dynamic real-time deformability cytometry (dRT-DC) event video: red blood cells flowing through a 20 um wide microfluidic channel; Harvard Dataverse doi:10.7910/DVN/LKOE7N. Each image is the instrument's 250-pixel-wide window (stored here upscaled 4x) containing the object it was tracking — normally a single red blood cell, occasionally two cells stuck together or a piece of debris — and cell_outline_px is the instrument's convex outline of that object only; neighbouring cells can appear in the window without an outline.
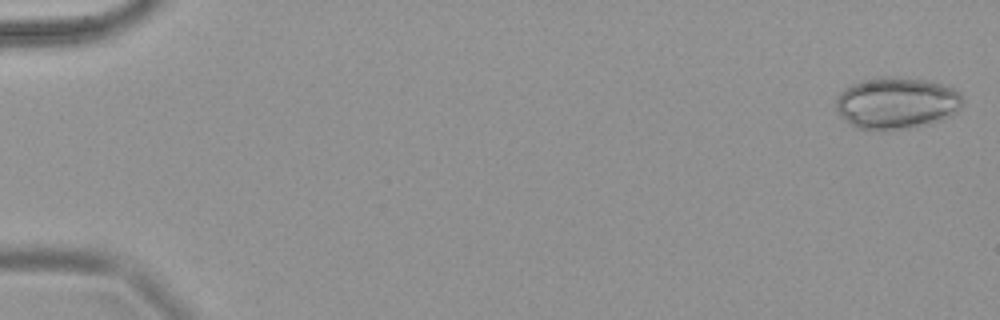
{"species": "common noctule bat (a hibernating species)", "species_latin": "Nyctalus noctula", "temperature_condition": "warm", "stored_images_in_passage": 6, "camera_frame_rate_fps": 3000, "um_per_image_px": 0.085, "animal": {"sex": "female", "body_mass_g": 18.4}, "frame": {"image": 1, "passage_image": 1, "time_ms": 0.0, "image_size_px": [1000, 320], "cell_outline_px": [[964, 104], [956, 112], [932, 124], [908, 128], [856, 128], [840, 116], [836, 108], [836, 96], [844, 88], [860, 80], [880, 76], [892, 76], [932, 80], [956, 88], [964, 96]], "centroid_in_image_um": [76.26, 8.71], "position_along_channel_um": 8.7, "area_um2": 38.67}}